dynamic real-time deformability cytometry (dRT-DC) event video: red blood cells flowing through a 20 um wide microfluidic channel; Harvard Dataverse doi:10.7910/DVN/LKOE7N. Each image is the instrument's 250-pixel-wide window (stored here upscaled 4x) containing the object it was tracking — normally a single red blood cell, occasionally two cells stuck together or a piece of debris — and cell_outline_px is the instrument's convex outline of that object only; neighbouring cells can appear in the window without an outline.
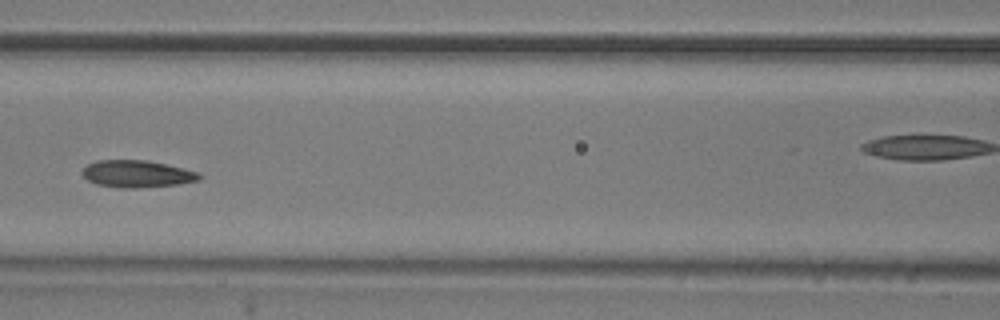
{"species": "common noctule bat (a hibernating species)", "species_latin": "Nyctalus noctula", "temperature_condition": "room temperature", "stored_images_in_passage": 9, "camera_frame_rate_fps": 3000, "um_per_image_px": 0.085, "animal": {"sex": "male", "body_mass_g": 20.5, "forearm_length_mm": 52.5}, "frame": {"image": 1, "passage_image": 6, "time_ms": 6.0, "image_size_px": [1000, 320], "cell_outline_px": [[204, 176], [200, 180], [176, 184], [140, 188], [124, 188], [96, 184], [88, 180], [80, 172], [88, 164], [96, 160], [148, 160], [184, 168], [200, 172]], "centroid_in_image_um": [11.68, 14.77], "position_along_channel_um": 154.9, "area_um2": 18.61}}
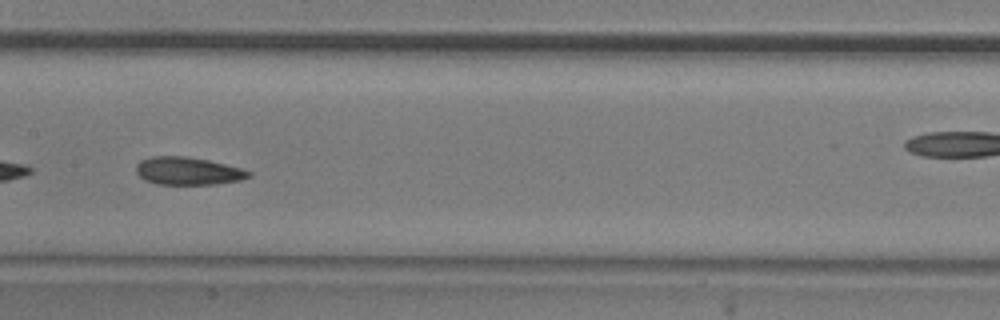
{"frame": {"image": 2, "passage_image": 7, "time_ms": 7.0, "image_size_px": [1000, 320], "cell_outline_px": [[252, 176], [240, 180], [216, 184], [156, 184], [144, 180], [136, 172], [136, 164], [140, 160], [152, 156], [184, 156], [208, 160], [240, 168], [252, 172]], "centroid_in_image_um": [15.95, 14.53], "position_along_channel_um": 191.4, "area_um2": 18.21}}
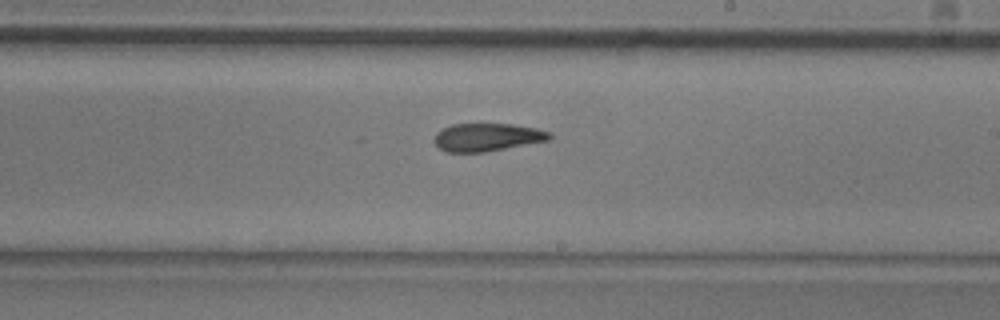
{"frame": {"image": 3, "passage_image": 9, "time_ms": 10.333, "image_size_px": [1000, 320], "cell_outline_px": [[552, 140], [484, 152], [444, 152], [432, 140], [436, 132], [440, 128], [452, 124], [512, 124], [536, 128], [548, 132], [552, 136]], "centroid_in_image_um": [41.38, 11.66], "position_along_channel_um": 247.6, "area_um2": 18.96}}